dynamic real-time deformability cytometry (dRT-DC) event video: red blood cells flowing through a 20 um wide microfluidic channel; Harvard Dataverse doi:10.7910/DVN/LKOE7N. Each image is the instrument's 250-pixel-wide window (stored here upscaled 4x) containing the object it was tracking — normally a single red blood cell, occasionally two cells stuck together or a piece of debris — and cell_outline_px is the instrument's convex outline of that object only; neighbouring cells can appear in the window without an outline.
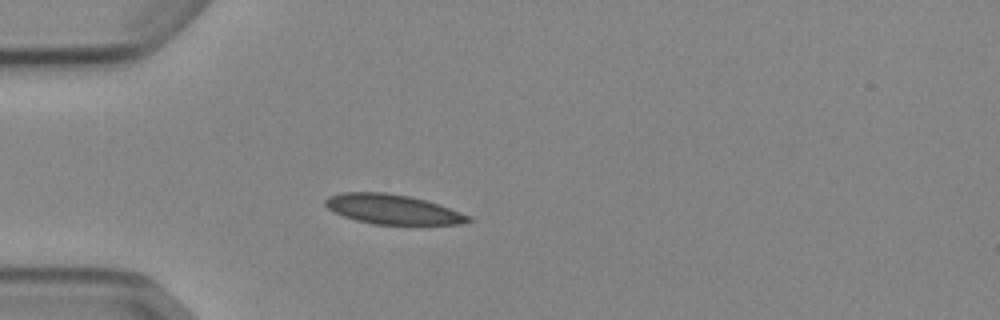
{"species": "Egyptian fruit bat (a non-hibernating species)", "species_latin": "Rousettus aegyptiacus", "temperature_condition": "cold", "stored_images_in_passage": 38, "camera_frame_rate_fps": 3000, "um_per_image_px": 0.085, "animal": {"sex": "female"}, "frame": {"image": 1, "passage_image": 1, "time_ms": 0.0, "image_size_px": [1000, 320], "cell_outline_px": [[476, 220], [460, 224], [372, 224], [356, 220], [344, 216], [328, 208], [324, 204], [324, 200], [328, 196], [340, 192], [384, 192], [408, 196], [424, 200], [472, 216]], "centroid_in_image_um": [33.36, 17.79], "position_along_channel_um": 51.6, "area_um2": 24.57}}
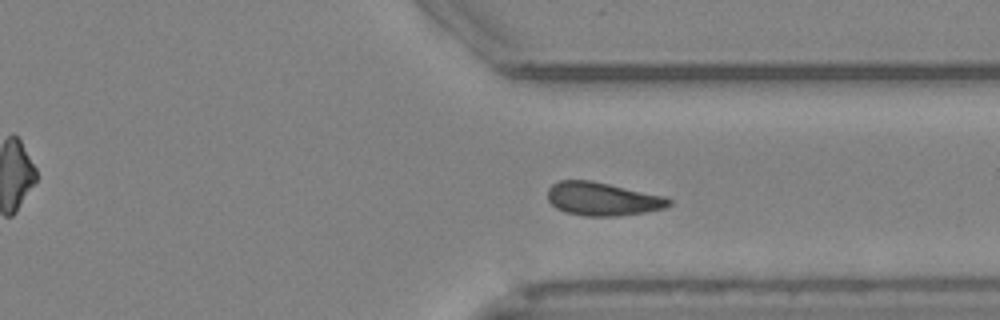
{"frame": {"image": 2, "passage_image": 26, "time_ms": 8.333, "image_size_px": [1000, 320], "cell_outline_px": [[672, 204], [664, 208], [644, 212], [616, 216], [584, 216], [564, 212], [556, 208], [548, 200], [548, 188], [552, 184], [560, 180], [592, 180], [664, 196], [672, 200]], "centroid_in_image_um": [51.19, 16.91], "position_along_channel_um": 360.2, "area_um2": 23.58}}
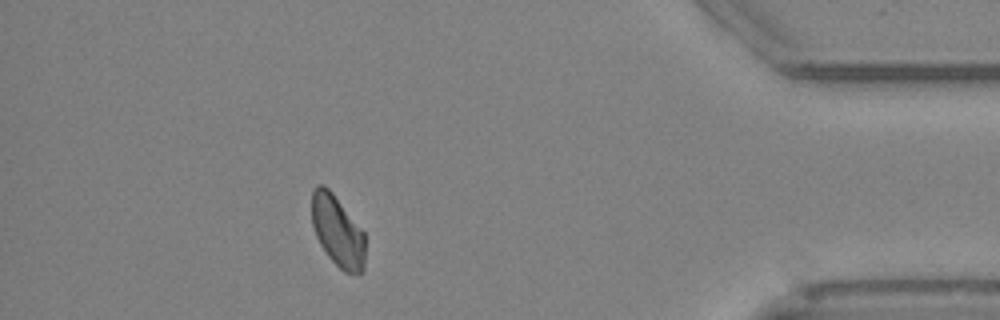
{"frame": {"image": 3, "passage_image": 33, "time_ms": 10.667, "image_size_px": [1000, 320], "cell_outline_px": [[364, 272], [344, 272], [328, 256], [320, 244], [316, 236], [312, 224], [312, 192], [316, 184], [324, 184], [332, 192], [364, 232]], "centroid_in_image_um": [28.68, 19.62], "position_along_channel_um": 406.5, "area_um2": 21.91}, "authors_computed_cell_mechanics": {"area_um2": 23.8136, "velocity_mm_per_s": 3.8596, "shape_relaxation_time_tau1_ms": 7.9231, "shape_relaxation_time_tau2_ms": 9.6185, "deformation_change_tau1": 0.1379, "deformation_change_tau2": 0.1471}}